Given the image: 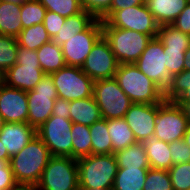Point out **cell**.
Masks as SVG:
<instances>
[{"label":"cell","instance_id":"1","mask_svg":"<svg viewBox=\"0 0 190 190\" xmlns=\"http://www.w3.org/2000/svg\"><path fill=\"white\" fill-rule=\"evenodd\" d=\"M51 154L47 146L36 135L24 148L11 157L10 165L18 184L36 186Z\"/></svg>","mask_w":190,"mask_h":190},{"label":"cell","instance_id":"2","mask_svg":"<svg viewBox=\"0 0 190 190\" xmlns=\"http://www.w3.org/2000/svg\"><path fill=\"white\" fill-rule=\"evenodd\" d=\"M114 78L132 103L155 104L164 101V91L135 63L119 64Z\"/></svg>","mask_w":190,"mask_h":190},{"label":"cell","instance_id":"3","mask_svg":"<svg viewBox=\"0 0 190 190\" xmlns=\"http://www.w3.org/2000/svg\"><path fill=\"white\" fill-rule=\"evenodd\" d=\"M79 189L112 190L118 164L115 154L89 155L77 159Z\"/></svg>","mask_w":190,"mask_h":190},{"label":"cell","instance_id":"4","mask_svg":"<svg viewBox=\"0 0 190 190\" xmlns=\"http://www.w3.org/2000/svg\"><path fill=\"white\" fill-rule=\"evenodd\" d=\"M102 35L119 64L135 63L152 39L135 30L112 27L107 21H102Z\"/></svg>","mask_w":190,"mask_h":190},{"label":"cell","instance_id":"5","mask_svg":"<svg viewBox=\"0 0 190 190\" xmlns=\"http://www.w3.org/2000/svg\"><path fill=\"white\" fill-rule=\"evenodd\" d=\"M36 187L37 190H79L77 159L52 156Z\"/></svg>","mask_w":190,"mask_h":190},{"label":"cell","instance_id":"6","mask_svg":"<svg viewBox=\"0 0 190 190\" xmlns=\"http://www.w3.org/2000/svg\"><path fill=\"white\" fill-rule=\"evenodd\" d=\"M44 75L37 51L19 46L16 64L5 72V84L28 92L37 85Z\"/></svg>","mask_w":190,"mask_h":190},{"label":"cell","instance_id":"7","mask_svg":"<svg viewBox=\"0 0 190 190\" xmlns=\"http://www.w3.org/2000/svg\"><path fill=\"white\" fill-rule=\"evenodd\" d=\"M93 97L106 120L124 118L133 104L114 77L94 81Z\"/></svg>","mask_w":190,"mask_h":190},{"label":"cell","instance_id":"8","mask_svg":"<svg viewBox=\"0 0 190 190\" xmlns=\"http://www.w3.org/2000/svg\"><path fill=\"white\" fill-rule=\"evenodd\" d=\"M58 93L50 74H45L37 85L27 92L28 120L27 123L40 127L51 115Z\"/></svg>","mask_w":190,"mask_h":190},{"label":"cell","instance_id":"9","mask_svg":"<svg viewBox=\"0 0 190 190\" xmlns=\"http://www.w3.org/2000/svg\"><path fill=\"white\" fill-rule=\"evenodd\" d=\"M154 123V136L166 143L182 140L188 126L182 107L174 101L165 100L157 103V114Z\"/></svg>","mask_w":190,"mask_h":190},{"label":"cell","instance_id":"10","mask_svg":"<svg viewBox=\"0 0 190 190\" xmlns=\"http://www.w3.org/2000/svg\"><path fill=\"white\" fill-rule=\"evenodd\" d=\"M72 121L51 115L40 127L37 135L50 151L51 156L72 158Z\"/></svg>","mask_w":190,"mask_h":190},{"label":"cell","instance_id":"11","mask_svg":"<svg viewBox=\"0 0 190 190\" xmlns=\"http://www.w3.org/2000/svg\"><path fill=\"white\" fill-rule=\"evenodd\" d=\"M50 75L54 80L59 98L72 101L93 96L94 81L83 72L81 67L66 65Z\"/></svg>","mask_w":190,"mask_h":190},{"label":"cell","instance_id":"12","mask_svg":"<svg viewBox=\"0 0 190 190\" xmlns=\"http://www.w3.org/2000/svg\"><path fill=\"white\" fill-rule=\"evenodd\" d=\"M119 63L102 35L93 45L81 69L93 81L113 78Z\"/></svg>","mask_w":190,"mask_h":190},{"label":"cell","instance_id":"13","mask_svg":"<svg viewBox=\"0 0 190 190\" xmlns=\"http://www.w3.org/2000/svg\"><path fill=\"white\" fill-rule=\"evenodd\" d=\"M107 22L112 27L135 30L152 38L157 37L160 26L146 4L117 10Z\"/></svg>","mask_w":190,"mask_h":190},{"label":"cell","instance_id":"14","mask_svg":"<svg viewBox=\"0 0 190 190\" xmlns=\"http://www.w3.org/2000/svg\"><path fill=\"white\" fill-rule=\"evenodd\" d=\"M165 64L163 44L157 37L151 39L139 59L135 62L138 69L163 91L168 88L172 78Z\"/></svg>","mask_w":190,"mask_h":190},{"label":"cell","instance_id":"15","mask_svg":"<svg viewBox=\"0 0 190 190\" xmlns=\"http://www.w3.org/2000/svg\"><path fill=\"white\" fill-rule=\"evenodd\" d=\"M102 36V20L96 19L86 30L61 45L68 66L82 67L93 45Z\"/></svg>","mask_w":190,"mask_h":190},{"label":"cell","instance_id":"16","mask_svg":"<svg viewBox=\"0 0 190 190\" xmlns=\"http://www.w3.org/2000/svg\"><path fill=\"white\" fill-rule=\"evenodd\" d=\"M0 115L6 123H27V92L3 85L0 88Z\"/></svg>","mask_w":190,"mask_h":190},{"label":"cell","instance_id":"17","mask_svg":"<svg viewBox=\"0 0 190 190\" xmlns=\"http://www.w3.org/2000/svg\"><path fill=\"white\" fill-rule=\"evenodd\" d=\"M157 114V103H133L125 114L124 119L133 131L137 142H143L154 136V118Z\"/></svg>","mask_w":190,"mask_h":190},{"label":"cell","instance_id":"18","mask_svg":"<svg viewBox=\"0 0 190 190\" xmlns=\"http://www.w3.org/2000/svg\"><path fill=\"white\" fill-rule=\"evenodd\" d=\"M37 129L26 122L5 123L0 132V140L10 157L21 151L35 136Z\"/></svg>","mask_w":190,"mask_h":190},{"label":"cell","instance_id":"19","mask_svg":"<svg viewBox=\"0 0 190 190\" xmlns=\"http://www.w3.org/2000/svg\"><path fill=\"white\" fill-rule=\"evenodd\" d=\"M188 4V0H146L149 11L159 25L171 24Z\"/></svg>","mask_w":190,"mask_h":190},{"label":"cell","instance_id":"20","mask_svg":"<svg viewBox=\"0 0 190 190\" xmlns=\"http://www.w3.org/2000/svg\"><path fill=\"white\" fill-rule=\"evenodd\" d=\"M95 20L96 18L85 10L71 15L66 18L57 35L51 40L61 46L69 40V38L86 30Z\"/></svg>","mask_w":190,"mask_h":190},{"label":"cell","instance_id":"21","mask_svg":"<svg viewBox=\"0 0 190 190\" xmlns=\"http://www.w3.org/2000/svg\"><path fill=\"white\" fill-rule=\"evenodd\" d=\"M69 111L72 123H79L89 127L102 118L100 108L93 96L72 100Z\"/></svg>","mask_w":190,"mask_h":190},{"label":"cell","instance_id":"22","mask_svg":"<svg viewBox=\"0 0 190 190\" xmlns=\"http://www.w3.org/2000/svg\"><path fill=\"white\" fill-rule=\"evenodd\" d=\"M148 157L150 168L169 170L172 163V158L169 149V143L159 140L152 136L142 142Z\"/></svg>","mask_w":190,"mask_h":190},{"label":"cell","instance_id":"23","mask_svg":"<svg viewBox=\"0 0 190 190\" xmlns=\"http://www.w3.org/2000/svg\"><path fill=\"white\" fill-rule=\"evenodd\" d=\"M20 10L21 4L0 0V35L16 38L23 30Z\"/></svg>","mask_w":190,"mask_h":190},{"label":"cell","instance_id":"24","mask_svg":"<svg viewBox=\"0 0 190 190\" xmlns=\"http://www.w3.org/2000/svg\"><path fill=\"white\" fill-rule=\"evenodd\" d=\"M40 67L45 74H51L66 66L61 46L52 40L36 50Z\"/></svg>","mask_w":190,"mask_h":190},{"label":"cell","instance_id":"25","mask_svg":"<svg viewBox=\"0 0 190 190\" xmlns=\"http://www.w3.org/2000/svg\"><path fill=\"white\" fill-rule=\"evenodd\" d=\"M108 132L112 141L113 154L137 143L133 131L124 118L108 119Z\"/></svg>","mask_w":190,"mask_h":190},{"label":"cell","instance_id":"26","mask_svg":"<svg viewBox=\"0 0 190 190\" xmlns=\"http://www.w3.org/2000/svg\"><path fill=\"white\" fill-rule=\"evenodd\" d=\"M149 168H118L112 190H143Z\"/></svg>","mask_w":190,"mask_h":190},{"label":"cell","instance_id":"27","mask_svg":"<svg viewBox=\"0 0 190 190\" xmlns=\"http://www.w3.org/2000/svg\"><path fill=\"white\" fill-rule=\"evenodd\" d=\"M114 154L118 168H150L145 147L142 142H137Z\"/></svg>","mask_w":190,"mask_h":190},{"label":"cell","instance_id":"28","mask_svg":"<svg viewBox=\"0 0 190 190\" xmlns=\"http://www.w3.org/2000/svg\"><path fill=\"white\" fill-rule=\"evenodd\" d=\"M164 100L175 103L190 102V70H183L172 76L170 85L164 91Z\"/></svg>","mask_w":190,"mask_h":190},{"label":"cell","instance_id":"29","mask_svg":"<svg viewBox=\"0 0 190 190\" xmlns=\"http://www.w3.org/2000/svg\"><path fill=\"white\" fill-rule=\"evenodd\" d=\"M93 155L113 154L112 141L108 132V120L101 118L90 127Z\"/></svg>","mask_w":190,"mask_h":190},{"label":"cell","instance_id":"30","mask_svg":"<svg viewBox=\"0 0 190 190\" xmlns=\"http://www.w3.org/2000/svg\"><path fill=\"white\" fill-rule=\"evenodd\" d=\"M72 158L80 159L92 154L89 126L73 123L71 129Z\"/></svg>","mask_w":190,"mask_h":190},{"label":"cell","instance_id":"31","mask_svg":"<svg viewBox=\"0 0 190 190\" xmlns=\"http://www.w3.org/2000/svg\"><path fill=\"white\" fill-rule=\"evenodd\" d=\"M17 44L21 47L37 50L43 44L49 42V37L43 23L24 28L16 37Z\"/></svg>","mask_w":190,"mask_h":190},{"label":"cell","instance_id":"32","mask_svg":"<svg viewBox=\"0 0 190 190\" xmlns=\"http://www.w3.org/2000/svg\"><path fill=\"white\" fill-rule=\"evenodd\" d=\"M157 38L163 44V48L188 49L190 46V36L171 24L160 25Z\"/></svg>","mask_w":190,"mask_h":190},{"label":"cell","instance_id":"33","mask_svg":"<svg viewBox=\"0 0 190 190\" xmlns=\"http://www.w3.org/2000/svg\"><path fill=\"white\" fill-rule=\"evenodd\" d=\"M46 11V8L38 0H25L21 4L20 10L23 29L43 23Z\"/></svg>","mask_w":190,"mask_h":190},{"label":"cell","instance_id":"34","mask_svg":"<svg viewBox=\"0 0 190 190\" xmlns=\"http://www.w3.org/2000/svg\"><path fill=\"white\" fill-rule=\"evenodd\" d=\"M18 47L15 37L0 35V68L5 72L16 64Z\"/></svg>","mask_w":190,"mask_h":190},{"label":"cell","instance_id":"35","mask_svg":"<svg viewBox=\"0 0 190 190\" xmlns=\"http://www.w3.org/2000/svg\"><path fill=\"white\" fill-rule=\"evenodd\" d=\"M48 11L65 18L83 11L81 0H38Z\"/></svg>","mask_w":190,"mask_h":190},{"label":"cell","instance_id":"36","mask_svg":"<svg viewBox=\"0 0 190 190\" xmlns=\"http://www.w3.org/2000/svg\"><path fill=\"white\" fill-rule=\"evenodd\" d=\"M143 190H173L168 170L149 168Z\"/></svg>","mask_w":190,"mask_h":190},{"label":"cell","instance_id":"37","mask_svg":"<svg viewBox=\"0 0 190 190\" xmlns=\"http://www.w3.org/2000/svg\"><path fill=\"white\" fill-rule=\"evenodd\" d=\"M168 173L173 190L190 189V162L172 165Z\"/></svg>","mask_w":190,"mask_h":190},{"label":"cell","instance_id":"38","mask_svg":"<svg viewBox=\"0 0 190 190\" xmlns=\"http://www.w3.org/2000/svg\"><path fill=\"white\" fill-rule=\"evenodd\" d=\"M165 53L166 68L171 76L184 70V54L187 49L163 48Z\"/></svg>","mask_w":190,"mask_h":190},{"label":"cell","instance_id":"39","mask_svg":"<svg viewBox=\"0 0 190 190\" xmlns=\"http://www.w3.org/2000/svg\"><path fill=\"white\" fill-rule=\"evenodd\" d=\"M169 149L173 165L190 162V147L183 139L169 143Z\"/></svg>","mask_w":190,"mask_h":190},{"label":"cell","instance_id":"40","mask_svg":"<svg viewBox=\"0 0 190 190\" xmlns=\"http://www.w3.org/2000/svg\"><path fill=\"white\" fill-rule=\"evenodd\" d=\"M112 0H81L83 10L100 19L110 8Z\"/></svg>","mask_w":190,"mask_h":190},{"label":"cell","instance_id":"41","mask_svg":"<svg viewBox=\"0 0 190 190\" xmlns=\"http://www.w3.org/2000/svg\"><path fill=\"white\" fill-rule=\"evenodd\" d=\"M65 20V17L55 12H51L48 10L46 11L43 25L45 26L46 31L51 39L57 35Z\"/></svg>","mask_w":190,"mask_h":190},{"label":"cell","instance_id":"42","mask_svg":"<svg viewBox=\"0 0 190 190\" xmlns=\"http://www.w3.org/2000/svg\"><path fill=\"white\" fill-rule=\"evenodd\" d=\"M146 4V0H112L109 10L100 18L107 21L117 10Z\"/></svg>","mask_w":190,"mask_h":190},{"label":"cell","instance_id":"43","mask_svg":"<svg viewBox=\"0 0 190 190\" xmlns=\"http://www.w3.org/2000/svg\"><path fill=\"white\" fill-rule=\"evenodd\" d=\"M17 184L11 165L7 162L3 167H0V190H9Z\"/></svg>","mask_w":190,"mask_h":190},{"label":"cell","instance_id":"44","mask_svg":"<svg viewBox=\"0 0 190 190\" xmlns=\"http://www.w3.org/2000/svg\"><path fill=\"white\" fill-rule=\"evenodd\" d=\"M179 31L190 36V4L181 11L178 17L171 23Z\"/></svg>","mask_w":190,"mask_h":190},{"label":"cell","instance_id":"45","mask_svg":"<svg viewBox=\"0 0 190 190\" xmlns=\"http://www.w3.org/2000/svg\"><path fill=\"white\" fill-rule=\"evenodd\" d=\"M71 109V101L57 98L54 102L52 115L54 116H62L66 119H70V110Z\"/></svg>","mask_w":190,"mask_h":190},{"label":"cell","instance_id":"46","mask_svg":"<svg viewBox=\"0 0 190 190\" xmlns=\"http://www.w3.org/2000/svg\"><path fill=\"white\" fill-rule=\"evenodd\" d=\"M11 157L8 155L7 150H4V145L0 140V160L10 162Z\"/></svg>","mask_w":190,"mask_h":190},{"label":"cell","instance_id":"47","mask_svg":"<svg viewBox=\"0 0 190 190\" xmlns=\"http://www.w3.org/2000/svg\"><path fill=\"white\" fill-rule=\"evenodd\" d=\"M9 190H37V187L28 184H17L15 187L10 188Z\"/></svg>","mask_w":190,"mask_h":190},{"label":"cell","instance_id":"48","mask_svg":"<svg viewBox=\"0 0 190 190\" xmlns=\"http://www.w3.org/2000/svg\"><path fill=\"white\" fill-rule=\"evenodd\" d=\"M177 105L181 106L185 116L187 118L188 123H190V102L187 103H176Z\"/></svg>","mask_w":190,"mask_h":190},{"label":"cell","instance_id":"49","mask_svg":"<svg viewBox=\"0 0 190 190\" xmlns=\"http://www.w3.org/2000/svg\"><path fill=\"white\" fill-rule=\"evenodd\" d=\"M184 58V70H190V46L185 51Z\"/></svg>","mask_w":190,"mask_h":190},{"label":"cell","instance_id":"50","mask_svg":"<svg viewBox=\"0 0 190 190\" xmlns=\"http://www.w3.org/2000/svg\"><path fill=\"white\" fill-rule=\"evenodd\" d=\"M183 140L187 143L190 147V123H188L187 130L184 134Z\"/></svg>","mask_w":190,"mask_h":190},{"label":"cell","instance_id":"51","mask_svg":"<svg viewBox=\"0 0 190 190\" xmlns=\"http://www.w3.org/2000/svg\"><path fill=\"white\" fill-rule=\"evenodd\" d=\"M5 85V71L0 68V88Z\"/></svg>","mask_w":190,"mask_h":190},{"label":"cell","instance_id":"52","mask_svg":"<svg viewBox=\"0 0 190 190\" xmlns=\"http://www.w3.org/2000/svg\"><path fill=\"white\" fill-rule=\"evenodd\" d=\"M2 1L11 2L15 4H22L25 0H2Z\"/></svg>","mask_w":190,"mask_h":190},{"label":"cell","instance_id":"53","mask_svg":"<svg viewBox=\"0 0 190 190\" xmlns=\"http://www.w3.org/2000/svg\"><path fill=\"white\" fill-rule=\"evenodd\" d=\"M6 122H5V120L2 118V116L0 115V132H1V129H2V127L4 126V124H5Z\"/></svg>","mask_w":190,"mask_h":190},{"label":"cell","instance_id":"54","mask_svg":"<svg viewBox=\"0 0 190 190\" xmlns=\"http://www.w3.org/2000/svg\"><path fill=\"white\" fill-rule=\"evenodd\" d=\"M79 190H108V189H100V188H96V189H79Z\"/></svg>","mask_w":190,"mask_h":190},{"label":"cell","instance_id":"55","mask_svg":"<svg viewBox=\"0 0 190 190\" xmlns=\"http://www.w3.org/2000/svg\"><path fill=\"white\" fill-rule=\"evenodd\" d=\"M7 162L0 160V167H3Z\"/></svg>","mask_w":190,"mask_h":190}]
</instances>
